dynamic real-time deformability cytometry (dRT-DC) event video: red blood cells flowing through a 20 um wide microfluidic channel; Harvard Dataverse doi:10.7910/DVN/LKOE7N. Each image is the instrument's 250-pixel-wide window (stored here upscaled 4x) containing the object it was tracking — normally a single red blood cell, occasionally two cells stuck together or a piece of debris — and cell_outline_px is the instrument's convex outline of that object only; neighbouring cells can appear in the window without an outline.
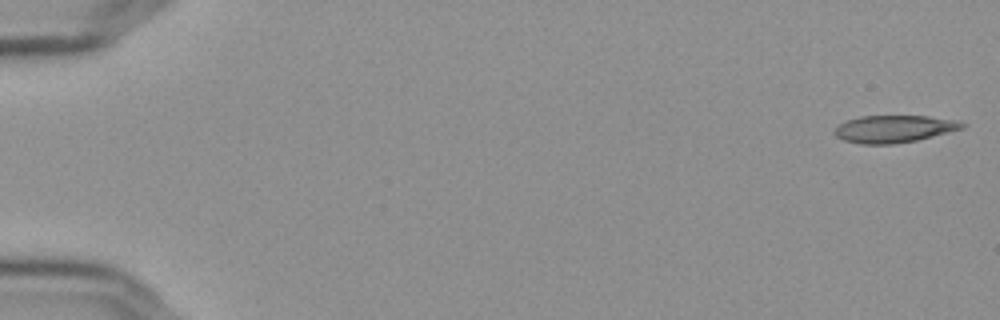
{"species": "Egyptian fruit bat (a non-hibernating species)", "species_latin": "Rousettus aegyptiacus", "temperature_condition": "cold", "stored_images_in_passage": 56, "camera_frame_rate_fps": 3000, "um_per_image_px": 0.085, "frame": {"image": 1, "passage_image": 1, "time_ms": 0.0, "image_size_px": [1000, 320], "cell_outline_px": [[968, 124], [964, 128], [916, 140], [892, 144], [860, 144], [844, 140], [836, 136], [832, 132], [840, 124], [848, 120], [860, 116], [928, 116], [960, 120]], "centroid_in_image_um": [76.03, 10.95], "position_along_channel_um": 9.0, "area_um2": 20.29}}
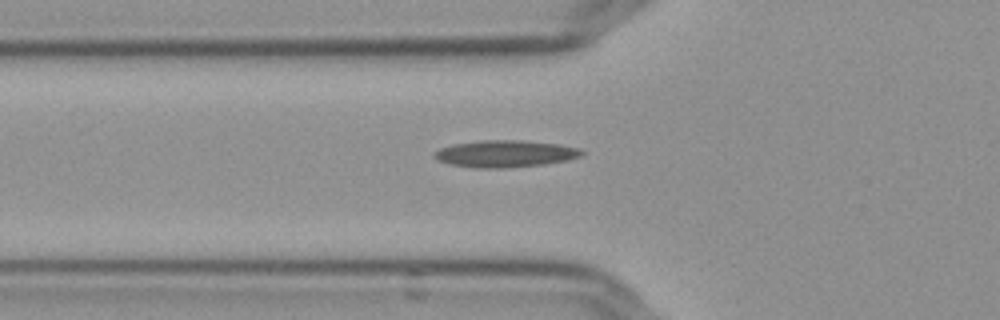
{"frame": {"image": 2, "passage_image": 20, "time_ms": 6.333, "image_size_px": [1000, 320], "cell_outline_px": [[584, 152], [580, 156], [568, 160], [544, 164], [504, 168], [476, 168], [448, 164], [436, 160], [432, 156], [432, 152], [440, 148], [452, 144], [480, 140], [524, 140], [560, 144], [580, 148]], "centroid_in_image_um": [42.89, 13.06], "position_along_channel_um": 82.9, "area_um2": 23.47}}
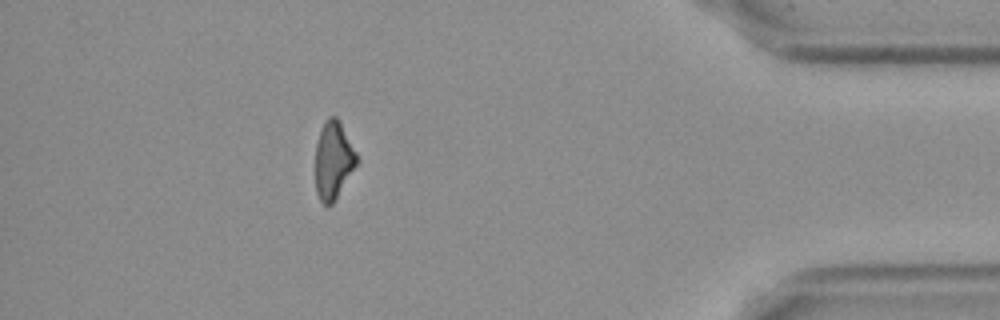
{"frame": {"image": 3, "passage_image": 50, "time_ms": 16.333, "image_size_px": [1000, 320], "cell_outline_px": [[360, 160], [332, 204], [328, 208], [320, 200], [316, 192], [316, 144], [320, 132], [328, 116], [336, 116], [356, 152]], "centroid_in_image_um": [28.34, 13.66], "position_along_channel_um": 406.9, "area_um2": 18.5}}